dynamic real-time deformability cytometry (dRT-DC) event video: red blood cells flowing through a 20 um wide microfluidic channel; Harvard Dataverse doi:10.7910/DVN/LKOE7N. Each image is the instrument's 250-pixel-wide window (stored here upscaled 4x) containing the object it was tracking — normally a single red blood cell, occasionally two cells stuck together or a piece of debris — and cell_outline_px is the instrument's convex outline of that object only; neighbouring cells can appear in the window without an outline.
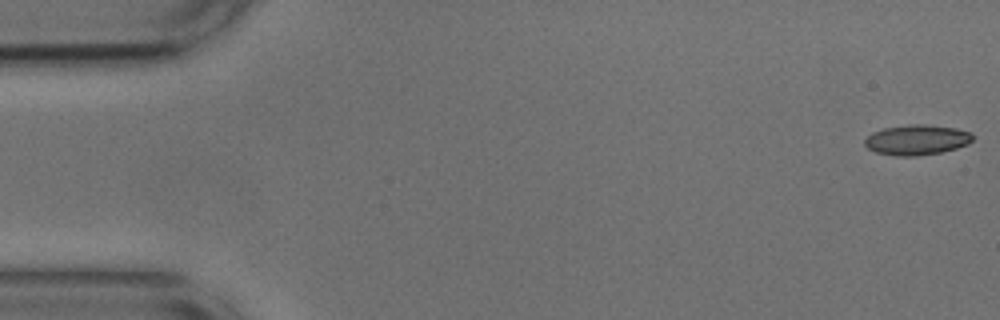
{"species": "common noctule bat (a hibernating species)", "species_latin": "Nyctalus noctula", "temperature_condition": "cold", "stored_images_in_passage": 54, "camera_frame_rate_fps": 3000, "um_per_image_px": 0.085, "animal": {"sex": "male", "body_mass_g": 17.9, "forearm_length_mm": 54.2}, "frame": {"image": 1, "passage_image": 1, "time_ms": 0.0, "image_size_px": [1000, 320], "cell_outline_px": [[972, 140], [968, 144], [956, 148], [940, 152], [916, 156], [896, 156], [876, 152], [868, 148], [864, 144], [864, 140], [872, 132], [884, 128], [908, 124], [924, 124], [956, 128], [968, 132], [972, 136]], "centroid_in_image_um": [77.89, 11.88], "position_along_channel_um": 7.1, "area_um2": 18.9}}
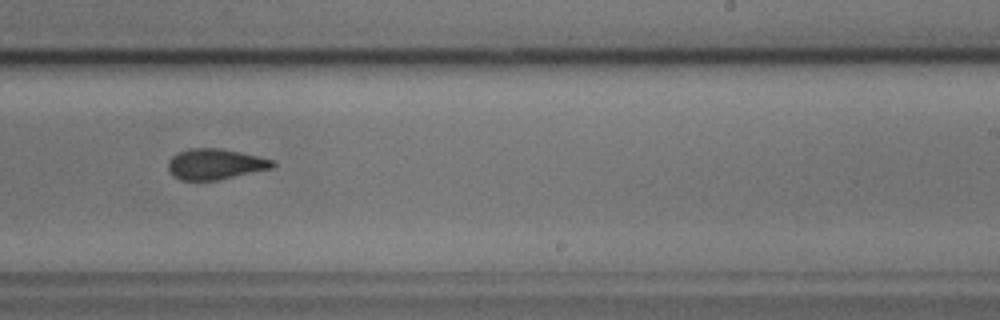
{"frame": {"image": 2, "passage_image": 33, "time_ms": 10.667, "image_size_px": [1000, 320], "cell_outline_px": [[276, 164], [272, 168], [216, 180], [180, 180], [172, 176], [168, 168], [168, 160], [176, 152], [192, 148], [220, 148], [240, 152], [272, 160]], "centroid_in_image_um": [18.23, 13.94], "position_along_channel_um": 270.8, "area_um2": 18.55}}
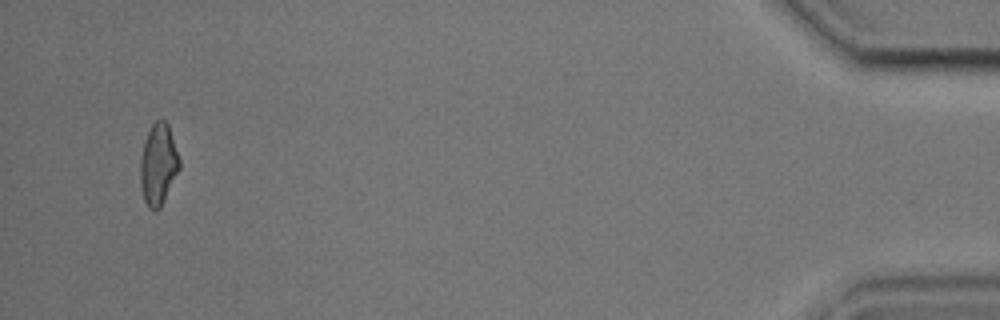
{"frame": {"image": 3, "passage_image": 52, "time_ms": 17.0, "image_size_px": [1000, 320], "cell_outline_px": [[180, 168], [160, 208], [156, 212], [148, 208], [144, 200], [140, 188], [140, 160], [144, 144], [148, 132], [152, 124], [156, 120], [164, 120], [168, 124], [180, 160]], "centroid_in_image_um": [13.45, 14.01], "position_along_channel_um": 421.8, "area_um2": 18.5}, "authors_computed_cell_mechanics": {"area_um2": 18.8139, "velocity_mm_per_s": 3.6733, "shape_relaxation_time_tau1_ms": 5.4157, "shape_relaxation_time_tau2_ms": 1.5149, "deformation_change_tau1": 0.146, "deformation_change_tau2": 0.0985}}